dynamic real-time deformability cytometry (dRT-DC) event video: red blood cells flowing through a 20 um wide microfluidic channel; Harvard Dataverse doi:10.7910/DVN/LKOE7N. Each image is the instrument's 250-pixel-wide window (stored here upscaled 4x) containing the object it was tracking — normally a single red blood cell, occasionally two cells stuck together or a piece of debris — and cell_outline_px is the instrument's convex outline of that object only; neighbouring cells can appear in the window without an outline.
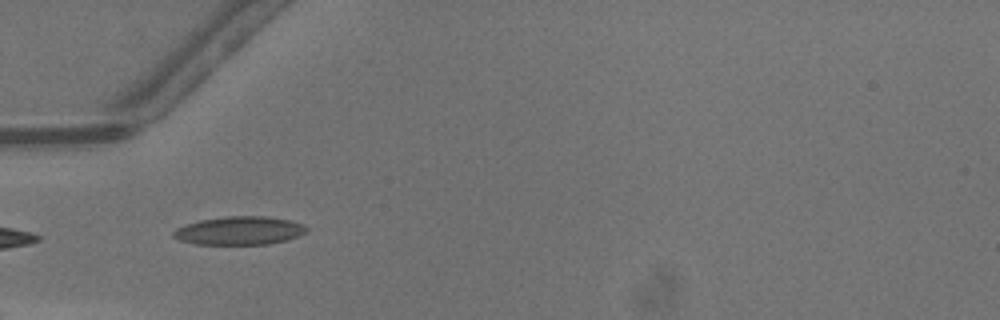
{"species": "common noctule bat (a hibernating species)", "species_latin": "Nyctalus noctula", "temperature_condition": "warm", "stored_images_in_passage": 16, "camera_frame_rate_fps": 3000, "um_per_image_px": 0.085, "animal": {"sex": "male", "body_mass_g": 13.3}, "frame": {"image": 1, "passage_image": 1, "time_ms": 0.0, "image_size_px": [1000, 320], "cell_outline_px": [[308, 232], [300, 236], [288, 240], [268, 244], [196, 244], [180, 240], [172, 236], [172, 232], [176, 228], [200, 220], [224, 216], [264, 216], [292, 220], [304, 224], [308, 228]], "centroid_in_image_um": [20.41, 19.6], "position_along_channel_um": 64.6, "area_um2": 22.2}}
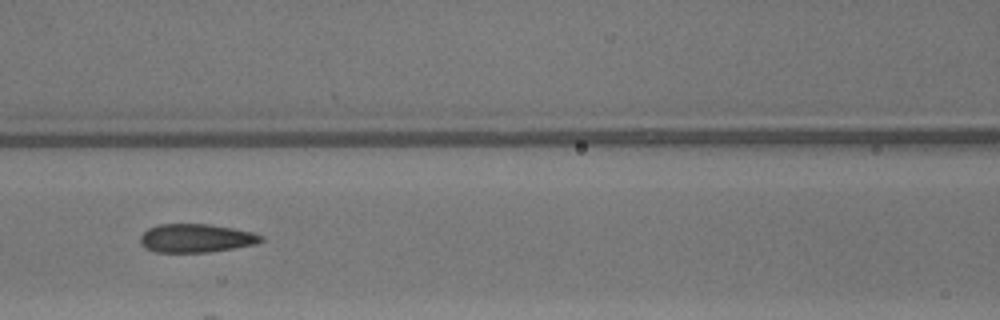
{"frame": {"image": 2, "passage_image": 7, "time_ms": 2.0, "image_size_px": [1000, 320], "cell_outline_px": [[264, 240], [256, 244], [208, 252], [156, 252], [144, 248], [140, 244], [140, 236], [148, 228], [160, 224], [212, 224], [252, 232], [264, 236]], "centroid_in_image_um": [16.65, 20.24], "position_along_channel_um": 149.9, "area_um2": 20.11}}
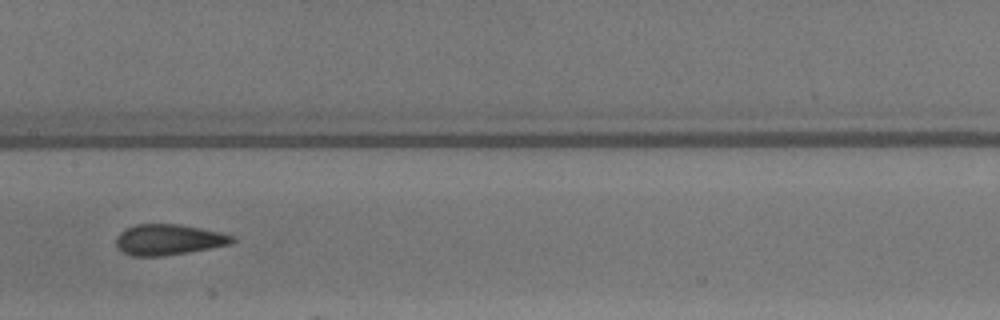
{"frame": {"image": 3, "passage_image": 10, "time_ms": 3.0, "image_size_px": [1000, 320], "cell_outline_px": [[236, 240], [228, 244], [188, 252], [164, 256], [132, 256], [124, 252], [116, 244], [116, 236], [120, 232], [136, 224], [176, 224], [200, 228], [220, 232], [232, 236]], "centroid_in_image_um": [14.3, 20.37], "position_along_channel_um": 193.1, "area_um2": 20.46}}